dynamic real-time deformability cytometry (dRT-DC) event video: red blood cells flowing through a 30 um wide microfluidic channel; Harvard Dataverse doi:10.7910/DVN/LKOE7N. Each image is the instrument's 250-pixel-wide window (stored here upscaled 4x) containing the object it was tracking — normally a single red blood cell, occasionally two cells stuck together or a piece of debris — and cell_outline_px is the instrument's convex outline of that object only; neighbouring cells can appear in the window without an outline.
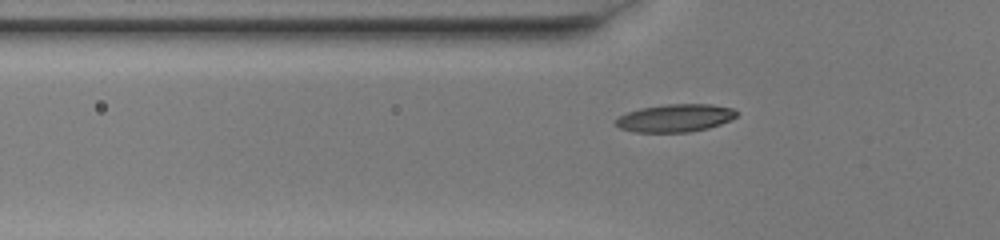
{"species": "common noctule bat (a hibernating species)", "species_latin": "Nyctalus noctula", "temperature_condition": "warm", "stored_images_in_passage": 39, "camera_frame_rate_fps": 3000, "um_per_image_px": 0.085, "animal": {"sex": "female", "body_mass_g": 20.0, "forearm_length_mm": 54.0}, "frame": {"image": 1, "passage_image": 11, "time_ms": 3.333, "image_size_px": [1000, 240], "cell_outline_px": [[740, 112], [736, 116], [720, 124], [708, 128], [688, 132], [632, 132], [620, 128], [612, 120], [628, 112], [640, 108], [668, 104], [712, 104], [732, 108]], "centroid_in_image_um": [57.38, 10.03], "position_along_channel_um": 68.4, "area_um2": 19.59}}
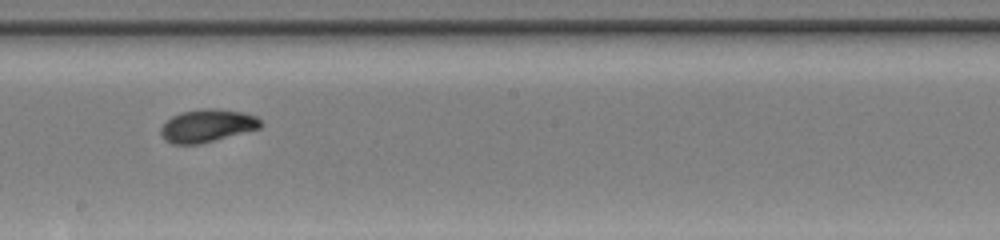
{"frame": {"image": 2, "passage_image": 23, "time_ms": 7.333, "image_size_px": [1000, 240], "cell_outline_px": [[264, 124], [260, 128], [200, 144], [172, 144], [164, 140], [160, 136], [160, 128], [172, 116], [180, 112], [204, 108], [216, 108], [244, 112], [256, 116]], "centroid_in_image_um": [17.6, 10.68], "position_along_channel_um": 230.6, "area_um2": 19.25}}
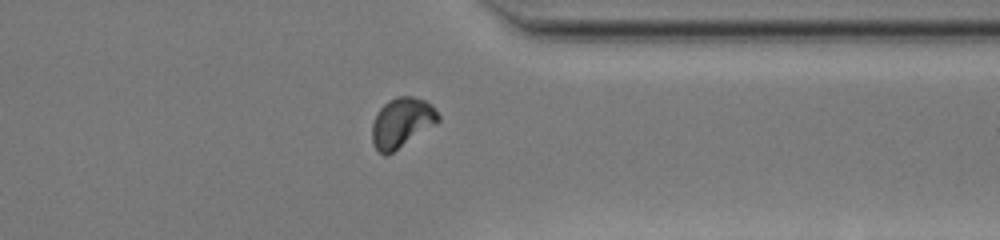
{"frame": {"image": 3, "passage_image": 34, "time_ms": 11.0, "image_size_px": [1000, 240], "cell_outline_px": [[440, 120], [436, 124], [388, 156], [384, 156], [372, 144], [372, 124], [376, 112], [388, 100], [396, 96], [412, 96], [424, 100], [432, 104], [440, 116]], "centroid_in_image_um": [34.14, 10.43], "position_along_channel_um": 377.3, "area_um2": 19.48}, "authors_computed_cell_mechanics": {"area_um2": 18.9006, "velocity_mm_per_s": 4.0838, "shape_relaxation_time_tau1_ms": 2.4471, "shape_relaxation_time_tau2_ms": 0.8989, "deformation_change_tau1": 0.1456, "deformation_change_tau2": 0.0574}}